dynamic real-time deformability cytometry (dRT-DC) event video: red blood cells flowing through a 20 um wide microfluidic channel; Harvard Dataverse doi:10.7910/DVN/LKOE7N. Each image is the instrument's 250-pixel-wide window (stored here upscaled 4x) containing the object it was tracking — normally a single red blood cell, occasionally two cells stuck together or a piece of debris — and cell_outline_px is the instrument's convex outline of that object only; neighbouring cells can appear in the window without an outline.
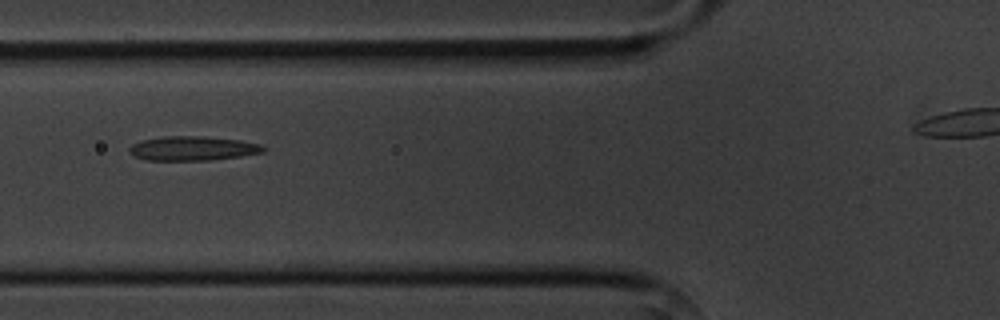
{"species": "common noctule bat (a hibernating species)", "species_latin": "Nyctalus noctula", "temperature_condition": "cold", "stored_images_in_passage": 10, "camera_frame_rate_fps": 3000, "um_per_image_px": 0.085, "animal": {"sex": "male", "body_mass_g": 20.1, "forearm_length_mm": 53.5}, "frame": {"image": 1, "passage_image": 4, "time_ms": 3.333, "image_size_px": [1000, 320], "cell_outline_px": [[268, 148], [264, 152], [240, 156], [212, 160], [148, 160], [136, 156], [128, 152], [128, 148], [132, 144], [140, 140], [164, 136], [204, 136], [240, 140], [260, 144]], "centroid_in_image_um": [16.39, 12.6], "position_along_channel_um": 109.4, "area_um2": 19.07}}
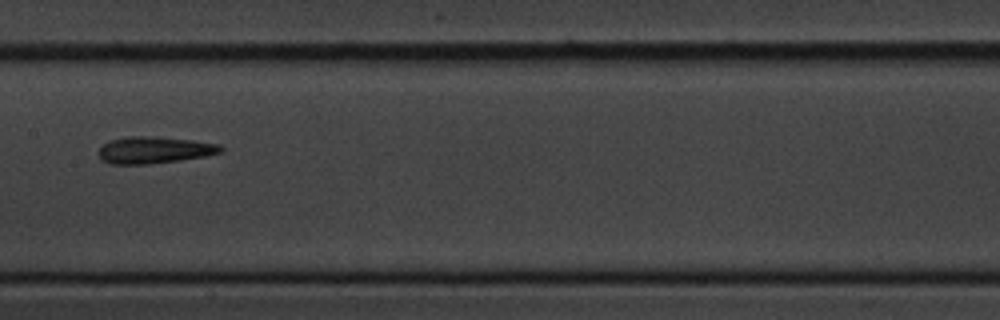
{"frame": {"image": 2, "passage_image": 6, "time_ms": 5.667, "image_size_px": [1000, 320], "cell_outline_px": [[224, 148], [220, 152], [204, 156], [180, 160], [148, 164], [112, 164], [100, 160], [96, 152], [108, 140], [128, 136], [156, 136], [192, 140], [220, 144]], "centroid_in_image_um": [13.06, 12.74], "position_along_channel_um": 194.3, "area_um2": 19.25}}
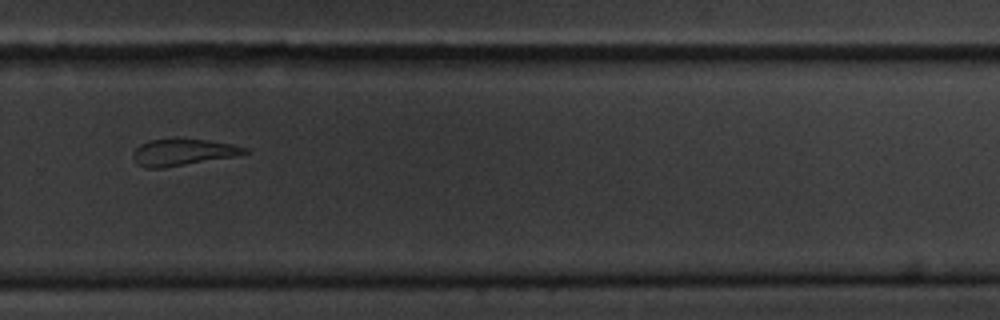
{"frame": {"image": 3, "passage_image": 9, "time_ms": 9.0, "image_size_px": [1000, 320], "cell_outline_px": [[248, 152], [236, 156], [160, 168], [144, 168], [136, 164], [132, 156], [132, 152], [140, 144], [148, 140], [208, 140], [232, 144], [248, 148]], "centroid_in_image_um": [15.51, 12.95], "position_along_channel_um": 314.3, "area_um2": 16.99}}